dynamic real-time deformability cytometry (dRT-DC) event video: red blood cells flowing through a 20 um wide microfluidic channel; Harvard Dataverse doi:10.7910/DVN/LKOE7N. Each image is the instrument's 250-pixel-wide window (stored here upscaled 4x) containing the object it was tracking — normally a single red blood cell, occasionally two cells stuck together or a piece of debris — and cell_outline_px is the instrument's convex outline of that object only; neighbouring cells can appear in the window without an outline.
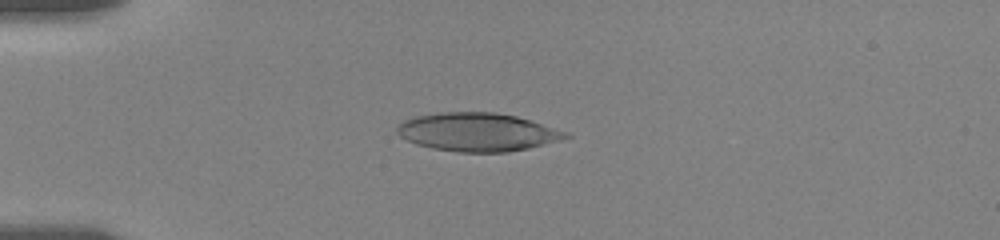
{"species": "human", "species_latin": "Homo sapiens", "temperature_condition": "room temperature", "stored_images_in_passage": 24, "camera_frame_rate_fps": 3000, "um_per_image_px": 0.085, "donor": {"sex": "female"}, "frame": {"image": 1, "passage_image": 10, "time_ms": 4.667, "image_size_px": [1000, 240], "cell_outline_px": [[572, 136], [560, 140], [528, 148], [508, 152], [460, 152], [432, 148], [416, 144], [400, 136], [396, 132], [396, 128], [404, 120], [416, 116], [440, 112], [496, 112], [516, 116], [564, 132]], "centroid_in_image_um": [40.53, 11.22], "position_along_channel_um": 44.5, "area_um2": 37.22}}
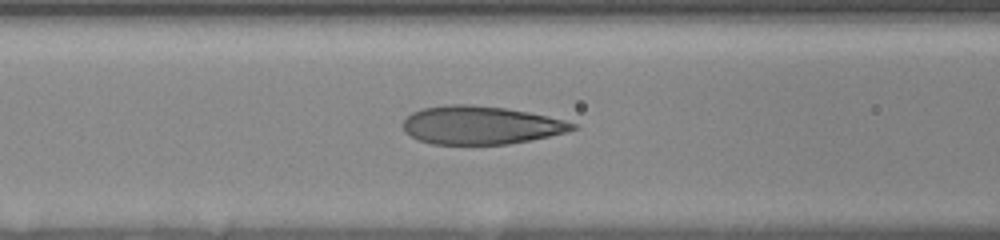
{"frame": {"image": 2, "passage_image": 16, "time_ms": 7.667, "image_size_px": [1000, 240], "cell_outline_px": [[580, 128], [548, 136], [508, 144], [432, 144], [420, 140], [404, 132], [404, 120], [412, 112], [420, 108], [444, 104], [472, 104], [504, 108], [528, 112], [548, 116], [564, 120], [576, 124]], "centroid_in_image_um": [40.84, 10.62], "position_along_channel_um": 125.8, "area_um2": 37.69}}
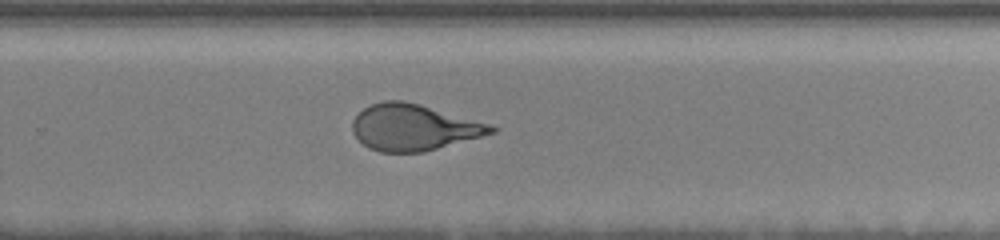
{"frame": {"image": 3, "passage_image": 24, "time_ms": 12.333, "image_size_px": [1000, 240], "cell_outline_px": [[500, 128], [496, 132], [424, 152], [380, 152], [368, 148], [352, 132], [352, 120], [364, 108], [372, 104], [384, 100], [404, 100], [420, 104], [488, 124]], "centroid_in_image_um": [35.14, 10.83], "position_along_channel_um": 294.7, "area_um2": 37.11}}